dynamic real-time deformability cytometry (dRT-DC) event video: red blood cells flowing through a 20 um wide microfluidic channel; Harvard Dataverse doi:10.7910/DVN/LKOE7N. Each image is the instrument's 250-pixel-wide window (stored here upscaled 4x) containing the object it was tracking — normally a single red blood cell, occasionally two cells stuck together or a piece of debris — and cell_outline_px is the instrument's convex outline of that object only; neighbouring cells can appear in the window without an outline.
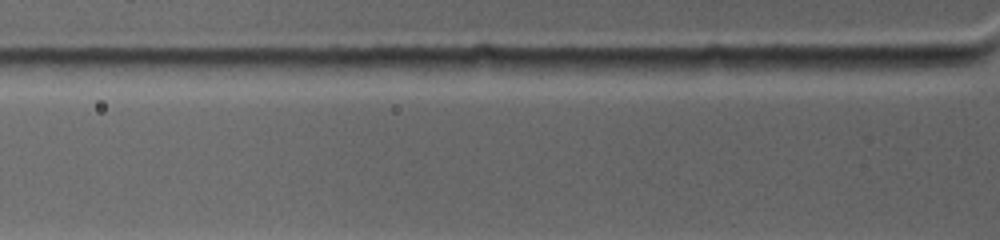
{"species": "common noctule bat (a hibernating species)", "species_latin": "Nyctalus noctula", "temperature_condition": "warm", "stored_images_in_passage": 3, "segment_of_instrument_passage": [2, 2], "camera_frame_rate_fps": 4500, "um_per_image_px": 0.085, "animal": {"sex": "female", "body_mass_g": 19.0, "forearm_length_mm": 53.3}, "frame": {"image": 1, "passage_image": 3, "time_ms": 0.667, "image_size_px": [1000, 240], "cell_outline_px": [[984, 52], [980, 60], [968, 64], [924, 72], [840, 68], [852, 56]], "centroid_in_image_um": [77.54, 5.24], "position_along_channel_um": 48.3, "area_um2": 14.22}}